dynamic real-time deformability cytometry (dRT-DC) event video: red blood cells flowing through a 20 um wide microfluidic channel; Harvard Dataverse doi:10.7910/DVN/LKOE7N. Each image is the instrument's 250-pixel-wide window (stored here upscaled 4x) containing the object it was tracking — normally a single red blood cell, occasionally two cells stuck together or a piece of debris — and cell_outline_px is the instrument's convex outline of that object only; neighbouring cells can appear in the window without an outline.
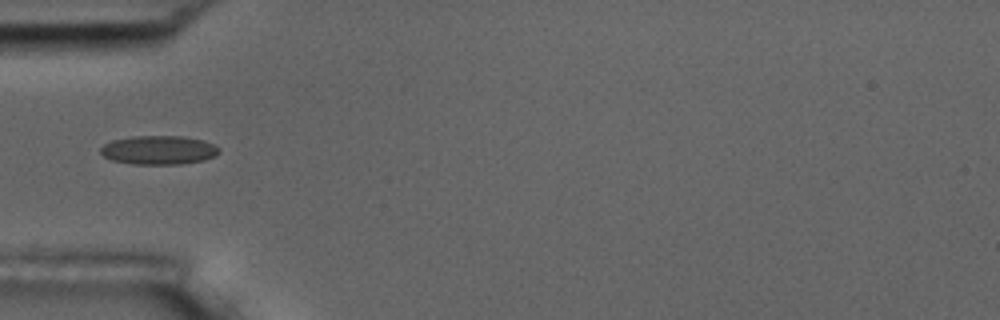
{"species": "common noctule bat (a hibernating species)", "species_latin": "Nyctalus noctula", "temperature_condition": "room temperature", "stored_images_in_passage": 6, "camera_frame_rate_fps": 3000, "um_per_image_px": 0.085, "animal": {"sex": "male", "body_mass_g": 17.5, "forearm_length_mm": 52.3}, "frame": {"image": 1, "passage_image": 1, "time_ms": 0.0, "image_size_px": [1000, 320], "cell_outline_px": [[220, 152], [216, 156], [204, 160], [180, 164], [132, 164], [112, 160], [104, 156], [100, 152], [100, 148], [104, 144], [112, 140], [132, 136], [184, 136], [204, 140], [220, 148]], "centroid_in_image_um": [13.51, 12.75], "position_along_channel_um": 71.5, "area_um2": 20.06}}
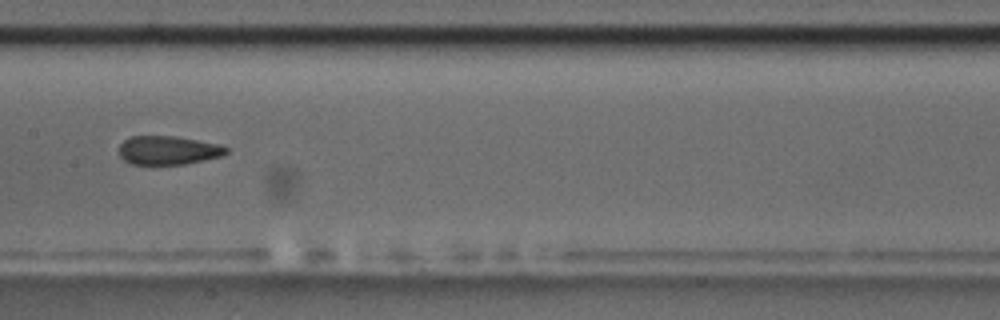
{"frame": {"image": 2, "passage_image": 4, "time_ms": 3.333, "image_size_px": [1000, 320], "cell_outline_px": [[228, 152], [220, 156], [204, 160], [184, 164], [132, 164], [124, 160], [120, 156], [120, 144], [124, 140], [132, 136], [176, 136], [220, 144], [228, 148]], "centroid_in_image_um": [14.3, 12.77], "position_along_channel_um": 193.1, "area_um2": 17.86}}
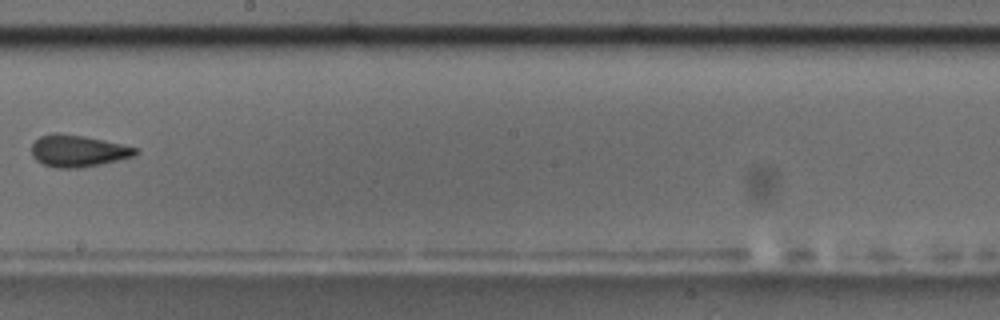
{"frame": {"image": 3, "passage_image": 5, "time_ms": 4.667, "image_size_px": [1000, 320], "cell_outline_px": [[140, 152], [136, 156], [100, 164], [80, 168], [56, 168], [44, 164], [36, 160], [32, 156], [32, 144], [40, 136], [52, 132], [60, 132], [84, 136], [104, 140], [136, 148]], "centroid_in_image_um": [6.61, 12.82], "position_along_channel_um": 241.6, "area_um2": 19.36}}